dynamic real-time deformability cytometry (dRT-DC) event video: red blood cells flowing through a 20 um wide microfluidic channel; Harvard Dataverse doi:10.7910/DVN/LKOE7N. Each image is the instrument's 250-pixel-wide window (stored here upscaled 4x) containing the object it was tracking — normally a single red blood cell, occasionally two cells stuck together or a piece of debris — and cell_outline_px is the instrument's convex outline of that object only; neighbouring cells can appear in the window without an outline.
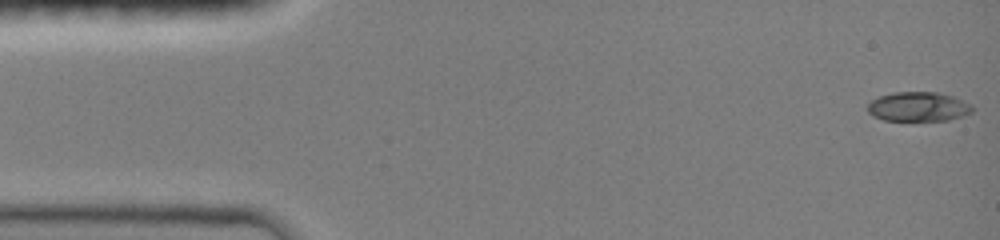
{"species": "common noctule bat (a hibernating species)", "species_latin": "Nyctalus noctula", "temperature_condition": "room temperature", "stored_images_in_passage": 31, "camera_frame_rate_fps": 3000, "um_per_image_px": 0.085, "animal": {"sex": "female", "body_mass_g": 19.0, "forearm_length_mm": 51.5}, "frame": {"image": 1, "passage_image": 1, "time_ms": 0.0, "image_size_px": [1000, 240], "cell_outline_px": [[972, 112], [948, 120], [884, 120], [872, 116], [868, 112], [868, 104], [872, 100], [880, 96], [892, 92], [940, 92], [952, 96], [972, 104]], "centroid_in_image_um": [78.04, 9.06], "position_along_channel_um": 7.0, "area_um2": 17.86}}
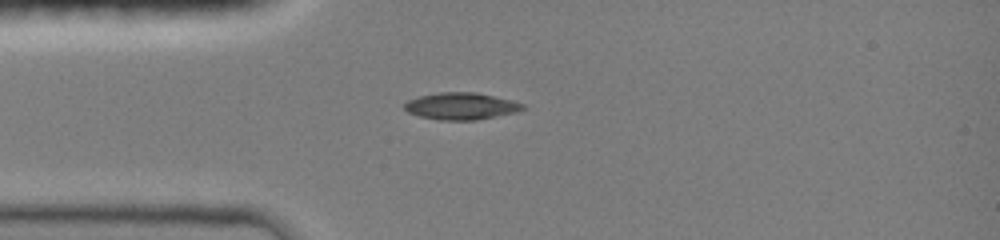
{"frame": {"image": 2, "passage_image": 25, "time_ms": 3.667, "image_size_px": [1000, 240], "cell_outline_px": [[524, 108], [516, 112], [476, 120], [440, 120], [420, 116], [408, 112], [404, 108], [404, 104], [408, 100], [420, 96], [440, 92], [476, 92], [524, 104]], "centroid_in_image_um": [39.16, 9.02], "position_along_channel_um": 45.8, "area_um2": 18.26}}